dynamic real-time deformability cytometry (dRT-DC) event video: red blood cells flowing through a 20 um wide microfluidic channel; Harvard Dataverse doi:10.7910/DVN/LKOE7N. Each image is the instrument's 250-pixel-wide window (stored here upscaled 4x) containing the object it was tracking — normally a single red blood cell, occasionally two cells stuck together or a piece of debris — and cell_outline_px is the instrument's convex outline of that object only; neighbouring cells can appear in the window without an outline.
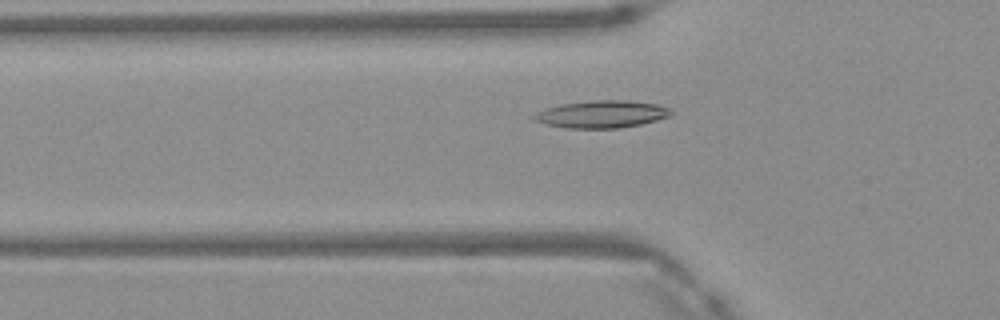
{"species": "Egyptian fruit bat (a non-hibernating species)", "species_latin": "Rousettus aegyptiacus", "temperature_condition": "warm", "stored_images_in_passage": 30, "camera_frame_rate_fps": 3000, "um_per_image_px": 0.085, "frame": {"image": 1, "passage_image": 3, "time_ms": 0.667, "image_size_px": [1000, 320], "cell_outline_px": [[672, 112], [668, 116], [656, 120], [640, 124], [620, 128], [564, 128], [544, 124], [532, 120], [528, 116], [544, 108], [560, 104], [592, 100], [628, 100], [656, 104], [668, 108]], "centroid_in_image_um": [51.03, 9.71], "position_along_channel_um": 74.8, "area_um2": 22.02}}
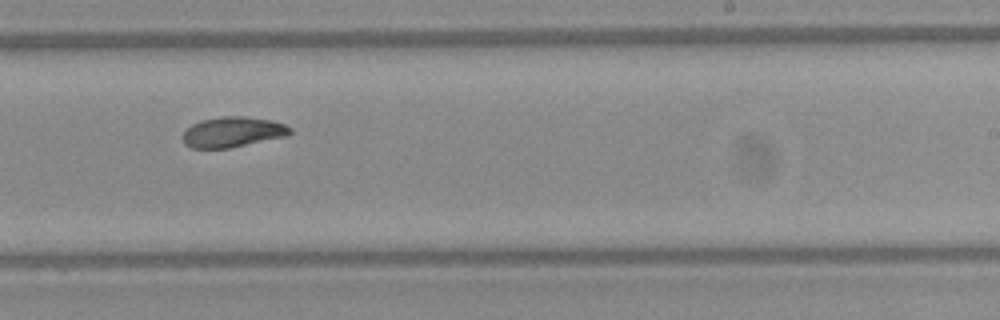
{"frame": {"image": 2, "passage_image": 17, "time_ms": 5.333, "image_size_px": [1000, 320], "cell_outline_px": [[292, 132], [288, 136], [228, 148], [192, 148], [184, 144], [180, 136], [192, 124], [200, 120], [220, 116], [244, 116], [272, 120], [284, 124], [292, 128]], "centroid_in_image_um": [19.77, 11.21], "position_along_channel_um": 269.2, "area_um2": 19.19}}
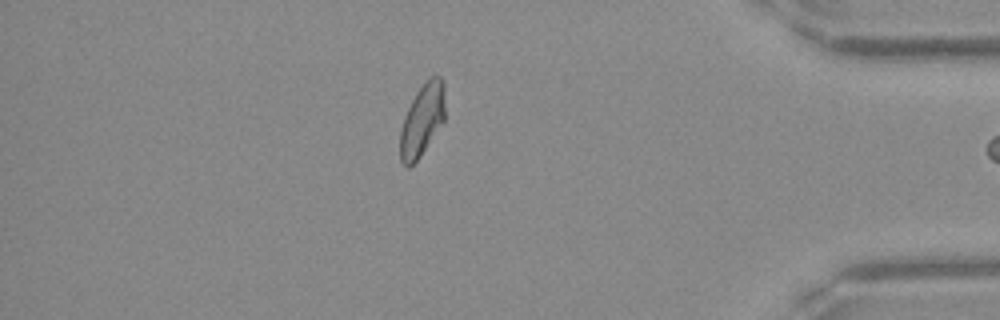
{"frame": {"image": 3, "passage_image": 29, "time_ms": 9.333, "image_size_px": [1000, 320], "cell_outline_px": [[444, 120], [420, 156], [408, 168], [400, 160], [400, 132], [404, 116], [416, 92], [428, 76], [440, 76], [444, 80]], "centroid_in_image_um": [35.88, 10.16], "position_along_channel_um": 399.3, "area_um2": 18.73}}